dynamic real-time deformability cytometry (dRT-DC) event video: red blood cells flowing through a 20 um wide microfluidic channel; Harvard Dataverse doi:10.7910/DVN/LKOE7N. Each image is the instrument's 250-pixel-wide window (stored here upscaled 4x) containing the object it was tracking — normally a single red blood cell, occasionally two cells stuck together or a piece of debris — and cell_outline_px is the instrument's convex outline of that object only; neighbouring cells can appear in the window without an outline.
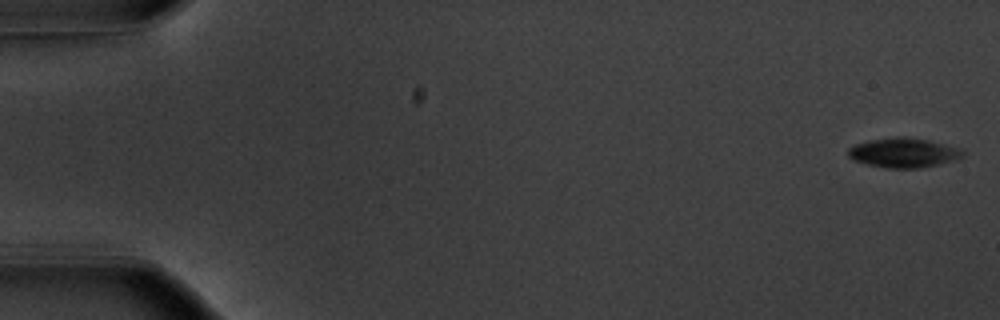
{"species": "common noctule bat (a hibernating species)", "species_latin": "Nyctalus noctula", "temperature_condition": "warm", "stored_images_in_passage": 2, "camera_frame_rate_fps": 3000, "um_per_image_px": 0.085, "animal": {"sex": "male", "body_mass_g": 20.1, "forearm_length_mm": 53.5}, "frame": {"image": 1, "passage_image": 2, "time_ms": 0.333, "image_size_px": [1000, 320], "cell_outline_px": [[964, 156], [940, 164], [920, 168], [884, 168], [868, 164], [856, 160], [848, 156], [848, 148], [856, 144], [868, 140], [896, 136], [904, 136], [928, 140], [964, 148]], "centroid_in_image_um": [76.84, 12.97], "position_along_channel_um": 8.2, "area_um2": 19.88}}